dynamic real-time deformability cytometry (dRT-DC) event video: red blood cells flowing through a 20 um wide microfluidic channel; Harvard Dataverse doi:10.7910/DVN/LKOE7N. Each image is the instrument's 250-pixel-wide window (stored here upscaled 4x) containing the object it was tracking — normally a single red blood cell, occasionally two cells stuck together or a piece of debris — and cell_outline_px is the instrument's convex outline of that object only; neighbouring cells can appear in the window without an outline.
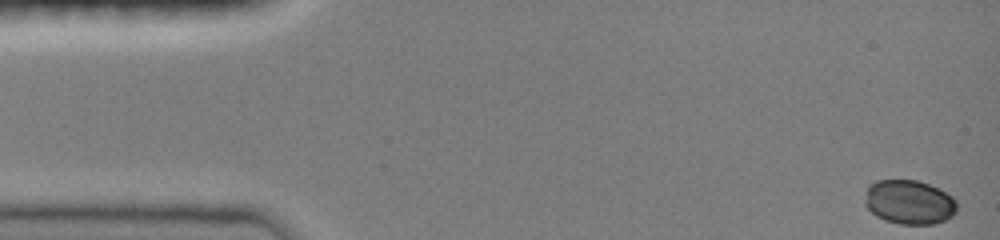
{"species": "common noctule bat (a hibernating species)", "species_latin": "Nyctalus noctula", "temperature_condition": "room temperature", "stored_images_in_passage": 56, "camera_frame_rate_fps": 3000, "um_per_image_px": 0.085, "animal": {"sex": "female", "body_mass_g": 19.0, "forearm_length_mm": 51.5}, "frame": {"image": 1, "passage_image": 1, "time_ms": 0.0, "image_size_px": [1000, 240], "cell_outline_px": [[956, 212], [952, 216], [944, 220], [932, 224], [900, 224], [884, 220], [876, 216], [864, 204], [868, 184], [876, 180], [916, 180], [928, 184], [952, 196], [956, 200]], "centroid_in_image_um": [77.26, 17.18], "position_along_channel_um": 7.7, "area_um2": 23.7}}
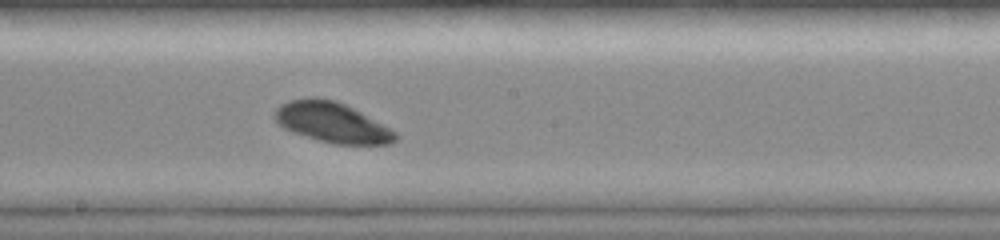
{"frame": {"image": 2, "passage_image": 29, "time_ms": 8.333, "image_size_px": [1000, 240], "cell_outline_px": [[396, 140], [388, 144], [332, 144], [292, 132], [284, 128], [272, 116], [276, 108], [280, 104], [288, 100], [312, 96], [316, 96], [336, 100], [360, 112], [396, 132]], "centroid_in_image_um": [28.16, 10.38], "position_along_channel_um": 220.0, "area_um2": 28.21}}
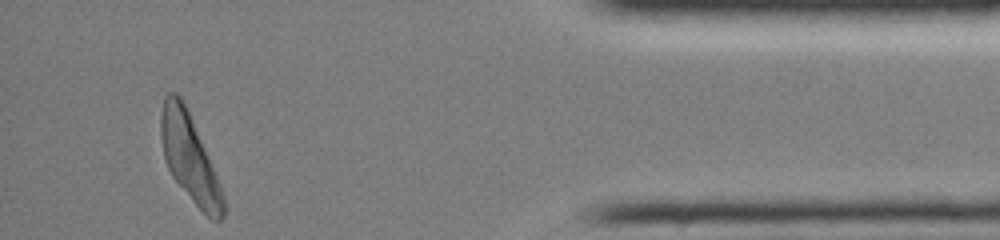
{"frame": {"image": 3, "passage_image": 56, "time_ms": 14.333, "image_size_px": [1000, 240], "cell_outline_px": [[228, 212], [220, 220], [212, 220], [192, 200], [172, 176], [164, 160], [160, 132], [160, 116], [164, 96], [168, 92], [176, 92], [180, 96], [192, 120], [220, 184], [224, 196]], "centroid_in_image_um": [16.11, 13.44], "position_along_channel_um": 419.1, "area_um2": 31.33}, "authors_computed_cell_mechanics": {"area_um2": 28.1197, "velocity_mm_per_s": 3.997, "shape_relaxation_time_tau1_ms": null, "shape_relaxation_time_tau2_ms": 8.777, "deformation_change_tau1": null, "deformation_change_tau2": 0.1696}}